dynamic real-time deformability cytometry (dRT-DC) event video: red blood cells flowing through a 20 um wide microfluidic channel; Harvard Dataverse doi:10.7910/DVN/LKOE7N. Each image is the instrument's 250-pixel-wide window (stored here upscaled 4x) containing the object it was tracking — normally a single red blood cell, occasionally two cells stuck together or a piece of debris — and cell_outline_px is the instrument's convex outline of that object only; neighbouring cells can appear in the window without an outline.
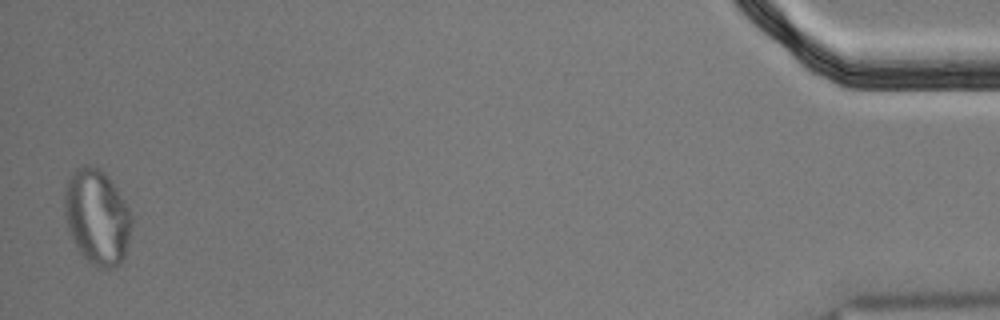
{"species": "Egyptian fruit bat (a non-hibernating species)", "species_latin": "Rousettus aegyptiacus", "temperature_condition": "cold", "stored_images_in_passage": 48, "segment_of_instrument_passage": [2, 2], "camera_frame_rate_fps": 3000, "um_per_image_px": 0.085, "animal": {"sex": "male"}, "frame": {"image": 1, "passage_image": 47, "time_ms": 15.333, "image_size_px": [1000, 320], "cell_outline_px": [[132, 224], [128, 244], [124, 256], [120, 264], [112, 268], [100, 268], [92, 264], [80, 252], [68, 228], [64, 212], [64, 196], [68, 180], [76, 168], [84, 164], [88, 164], [100, 168], [108, 176], [120, 196], [132, 220]], "centroid_in_image_um": [8.23, 18.43], "position_along_channel_um": 427.0, "area_um2": 36.7}}